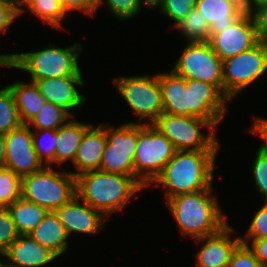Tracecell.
<instances>
[{"mask_svg": "<svg viewBox=\"0 0 267 267\" xmlns=\"http://www.w3.org/2000/svg\"><path fill=\"white\" fill-rule=\"evenodd\" d=\"M103 4L120 20L136 17L141 10L140 0H98V7Z\"/></svg>", "mask_w": 267, "mask_h": 267, "instance_id": "33", "label": "cell"}, {"mask_svg": "<svg viewBox=\"0 0 267 267\" xmlns=\"http://www.w3.org/2000/svg\"><path fill=\"white\" fill-rule=\"evenodd\" d=\"M32 138L39 161L44 166H52L55 163V148L58 138L57 130H36L35 133L32 132Z\"/></svg>", "mask_w": 267, "mask_h": 267, "instance_id": "29", "label": "cell"}, {"mask_svg": "<svg viewBox=\"0 0 267 267\" xmlns=\"http://www.w3.org/2000/svg\"><path fill=\"white\" fill-rule=\"evenodd\" d=\"M172 71L185 79L215 85L223 93L222 60L207 41L187 42Z\"/></svg>", "mask_w": 267, "mask_h": 267, "instance_id": "11", "label": "cell"}, {"mask_svg": "<svg viewBox=\"0 0 267 267\" xmlns=\"http://www.w3.org/2000/svg\"><path fill=\"white\" fill-rule=\"evenodd\" d=\"M40 92L47 102L61 106L73 117V109L81 107L86 98L79 93L78 87H84L82 76H70L37 80Z\"/></svg>", "mask_w": 267, "mask_h": 267, "instance_id": "17", "label": "cell"}, {"mask_svg": "<svg viewBox=\"0 0 267 267\" xmlns=\"http://www.w3.org/2000/svg\"><path fill=\"white\" fill-rule=\"evenodd\" d=\"M256 152L252 166L253 180L264 201H267V150L259 147Z\"/></svg>", "mask_w": 267, "mask_h": 267, "instance_id": "34", "label": "cell"}, {"mask_svg": "<svg viewBox=\"0 0 267 267\" xmlns=\"http://www.w3.org/2000/svg\"><path fill=\"white\" fill-rule=\"evenodd\" d=\"M42 246L58 257L68 249V234L55 211H48L43 220L29 233Z\"/></svg>", "mask_w": 267, "mask_h": 267, "instance_id": "22", "label": "cell"}, {"mask_svg": "<svg viewBox=\"0 0 267 267\" xmlns=\"http://www.w3.org/2000/svg\"><path fill=\"white\" fill-rule=\"evenodd\" d=\"M18 16L11 0H0V33L5 32Z\"/></svg>", "mask_w": 267, "mask_h": 267, "instance_id": "40", "label": "cell"}, {"mask_svg": "<svg viewBox=\"0 0 267 267\" xmlns=\"http://www.w3.org/2000/svg\"><path fill=\"white\" fill-rule=\"evenodd\" d=\"M241 243L248 245L259 263L263 267H267V237L261 239H241Z\"/></svg>", "mask_w": 267, "mask_h": 267, "instance_id": "41", "label": "cell"}, {"mask_svg": "<svg viewBox=\"0 0 267 267\" xmlns=\"http://www.w3.org/2000/svg\"><path fill=\"white\" fill-rule=\"evenodd\" d=\"M212 189L176 195L166 201L182 235L197 239L214 234L227 224Z\"/></svg>", "mask_w": 267, "mask_h": 267, "instance_id": "3", "label": "cell"}, {"mask_svg": "<svg viewBox=\"0 0 267 267\" xmlns=\"http://www.w3.org/2000/svg\"><path fill=\"white\" fill-rule=\"evenodd\" d=\"M163 0H140V3L142 5L146 4L147 8L154 9L156 7H159L161 5Z\"/></svg>", "mask_w": 267, "mask_h": 267, "instance_id": "46", "label": "cell"}, {"mask_svg": "<svg viewBox=\"0 0 267 267\" xmlns=\"http://www.w3.org/2000/svg\"><path fill=\"white\" fill-rule=\"evenodd\" d=\"M5 165V138L0 135V169Z\"/></svg>", "mask_w": 267, "mask_h": 267, "instance_id": "45", "label": "cell"}, {"mask_svg": "<svg viewBox=\"0 0 267 267\" xmlns=\"http://www.w3.org/2000/svg\"><path fill=\"white\" fill-rule=\"evenodd\" d=\"M176 151L170 140L152 124L139 123L134 177L144 187L150 186Z\"/></svg>", "mask_w": 267, "mask_h": 267, "instance_id": "6", "label": "cell"}, {"mask_svg": "<svg viewBox=\"0 0 267 267\" xmlns=\"http://www.w3.org/2000/svg\"><path fill=\"white\" fill-rule=\"evenodd\" d=\"M259 41L251 14L244 12L230 27L210 35L207 42L223 61L252 48Z\"/></svg>", "mask_w": 267, "mask_h": 267, "instance_id": "13", "label": "cell"}, {"mask_svg": "<svg viewBox=\"0 0 267 267\" xmlns=\"http://www.w3.org/2000/svg\"><path fill=\"white\" fill-rule=\"evenodd\" d=\"M235 228L228 223L218 232L194 239L198 244L205 242L196 253L197 267H227L231 255L241 243L240 237L230 238Z\"/></svg>", "mask_w": 267, "mask_h": 267, "instance_id": "16", "label": "cell"}, {"mask_svg": "<svg viewBox=\"0 0 267 267\" xmlns=\"http://www.w3.org/2000/svg\"><path fill=\"white\" fill-rule=\"evenodd\" d=\"M227 267H263L248 245L240 243L233 251Z\"/></svg>", "mask_w": 267, "mask_h": 267, "instance_id": "37", "label": "cell"}, {"mask_svg": "<svg viewBox=\"0 0 267 267\" xmlns=\"http://www.w3.org/2000/svg\"><path fill=\"white\" fill-rule=\"evenodd\" d=\"M106 124L107 142L100 170L134 177V156L139 138V122H128L114 128Z\"/></svg>", "mask_w": 267, "mask_h": 267, "instance_id": "10", "label": "cell"}, {"mask_svg": "<svg viewBox=\"0 0 267 267\" xmlns=\"http://www.w3.org/2000/svg\"><path fill=\"white\" fill-rule=\"evenodd\" d=\"M218 150H177L154 180L167 188L165 202L180 194L212 188Z\"/></svg>", "mask_w": 267, "mask_h": 267, "instance_id": "1", "label": "cell"}, {"mask_svg": "<svg viewBox=\"0 0 267 267\" xmlns=\"http://www.w3.org/2000/svg\"><path fill=\"white\" fill-rule=\"evenodd\" d=\"M162 90L164 113L189 116V90L186 89V79L175 74L158 73Z\"/></svg>", "mask_w": 267, "mask_h": 267, "instance_id": "20", "label": "cell"}, {"mask_svg": "<svg viewBox=\"0 0 267 267\" xmlns=\"http://www.w3.org/2000/svg\"><path fill=\"white\" fill-rule=\"evenodd\" d=\"M186 89L189 90V116L208 120L217 128L230 100L215 85L203 81L186 79Z\"/></svg>", "mask_w": 267, "mask_h": 267, "instance_id": "14", "label": "cell"}, {"mask_svg": "<svg viewBox=\"0 0 267 267\" xmlns=\"http://www.w3.org/2000/svg\"><path fill=\"white\" fill-rule=\"evenodd\" d=\"M36 0H11L15 12L20 16L24 13L25 9H29Z\"/></svg>", "mask_w": 267, "mask_h": 267, "instance_id": "43", "label": "cell"}, {"mask_svg": "<svg viewBox=\"0 0 267 267\" xmlns=\"http://www.w3.org/2000/svg\"><path fill=\"white\" fill-rule=\"evenodd\" d=\"M115 88L140 120L153 124L164 112L158 74L122 76L113 79Z\"/></svg>", "mask_w": 267, "mask_h": 267, "instance_id": "8", "label": "cell"}, {"mask_svg": "<svg viewBox=\"0 0 267 267\" xmlns=\"http://www.w3.org/2000/svg\"><path fill=\"white\" fill-rule=\"evenodd\" d=\"M223 94L230 100L267 72V41L222 61Z\"/></svg>", "mask_w": 267, "mask_h": 267, "instance_id": "9", "label": "cell"}, {"mask_svg": "<svg viewBox=\"0 0 267 267\" xmlns=\"http://www.w3.org/2000/svg\"><path fill=\"white\" fill-rule=\"evenodd\" d=\"M80 200L76 195L68 203L57 208L55 213L68 236L73 232L98 234L101 229H104L107 218L84 201H82V204Z\"/></svg>", "mask_w": 267, "mask_h": 267, "instance_id": "15", "label": "cell"}, {"mask_svg": "<svg viewBox=\"0 0 267 267\" xmlns=\"http://www.w3.org/2000/svg\"><path fill=\"white\" fill-rule=\"evenodd\" d=\"M255 213L249 227L240 239H261L267 237V201Z\"/></svg>", "mask_w": 267, "mask_h": 267, "instance_id": "36", "label": "cell"}, {"mask_svg": "<svg viewBox=\"0 0 267 267\" xmlns=\"http://www.w3.org/2000/svg\"><path fill=\"white\" fill-rule=\"evenodd\" d=\"M249 13L259 40L267 41V5H251Z\"/></svg>", "mask_w": 267, "mask_h": 267, "instance_id": "38", "label": "cell"}, {"mask_svg": "<svg viewBox=\"0 0 267 267\" xmlns=\"http://www.w3.org/2000/svg\"><path fill=\"white\" fill-rule=\"evenodd\" d=\"M22 124L14 95L8 86H4L0 89V135H5Z\"/></svg>", "mask_w": 267, "mask_h": 267, "instance_id": "27", "label": "cell"}, {"mask_svg": "<svg viewBox=\"0 0 267 267\" xmlns=\"http://www.w3.org/2000/svg\"><path fill=\"white\" fill-rule=\"evenodd\" d=\"M28 10L52 27L63 29L61 22L67 14L59 0H36Z\"/></svg>", "mask_w": 267, "mask_h": 267, "instance_id": "30", "label": "cell"}, {"mask_svg": "<svg viewBox=\"0 0 267 267\" xmlns=\"http://www.w3.org/2000/svg\"><path fill=\"white\" fill-rule=\"evenodd\" d=\"M106 142V125H91L85 131L72 163L77 172H70L77 177L82 173L98 170Z\"/></svg>", "mask_w": 267, "mask_h": 267, "instance_id": "19", "label": "cell"}, {"mask_svg": "<svg viewBox=\"0 0 267 267\" xmlns=\"http://www.w3.org/2000/svg\"><path fill=\"white\" fill-rule=\"evenodd\" d=\"M72 117L73 116L61 106L46 101L40 112L28 122L27 125L29 127H35L34 129L36 130H57Z\"/></svg>", "mask_w": 267, "mask_h": 267, "instance_id": "26", "label": "cell"}, {"mask_svg": "<svg viewBox=\"0 0 267 267\" xmlns=\"http://www.w3.org/2000/svg\"><path fill=\"white\" fill-rule=\"evenodd\" d=\"M63 10L68 15V12L82 11L88 15H95L98 9V0H59Z\"/></svg>", "mask_w": 267, "mask_h": 267, "instance_id": "39", "label": "cell"}, {"mask_svg": "<svg viewBox=\"0 0 267 267\" xmlns=\"http://www.w3.org/2000/svg\"><path fill=\"white\" fill-rule=\"evenodd\" d=\"M249 131H252L255 135L263 139V144L260 148L267 150V119L266 118H256L254 125Z\"/></svg>", "mask_w": 267, "mask_h": 267, "instance_id": "42", "label": "cell"}, {"mask_svg": "<svg viewBox=\"0 0 267 267\" xmlns=\"http://www.w3.org/2000/svg\"><path fill=\"white\" fill-rule=\"evenodd\" d=\"M152 125L170 140L176 150L219 149L216 128L208 120L163 112ZM206 127L210 131L204 135L200 128Z\"/></svg>", "mask_w": 267, "mask_h": 267, "instance_id": "7", "label": "cell"}, {"mask_svg": "<svg viewBox=\"0 0 267 267\" xmlns=\"http://www.w3.org/2000/svg\"><path fill=\"white\" fill-rule=\"evenodd\" d=\"M237 5L243 12H250L251 0H228Z\"/></svg>", "mask_w": 267, "mask_h": 267, "instance_id": "44", "label": "cell"}, {"mask_svg": "<svg viewBox=\"0 0 267 267\" xmlns=\"http://www.w3.org/2000/svg\"><path fill=\"white\" fill-rule=\"evenodd\" d=\"M0 267H5L4 260L0 259Z\"/></svg>", "mask_w": 267, "mask_h": 267, "instance_id": "49", "label": "cell"}, {"mask_svg": "<svg viewBox=\"0 0 267 267\" xmlns=\"http://www.w3.org/2000/svg\"><path fill=\"white\" fill-rule=\"evenodd\" d=\"M251 5H267V0H251Z\"/></svg>", "mask_w": 267, "mask_h": 267, "instance_id": "48", "label": "cell"}, {"mask_svg": "<svg viewBox=\"0 0 267 267\" xmlns=\"http://www.w3.org/2000/svg\"><path fill=\"white\" fill-rule=\"evenodd\" d=\"M72 119L57 129L58 138L55 148V163L59 165L69 160L73 163L82 137L85 131L92 125Z\"/></svg>", "mask_w": 267, "mask_h": 267, "instance_id": "24", "label": "cell"}, {"mask_svg": "<svg viewBox=\"0 0 267 267\" xmlns=\"http://www.w3.org/2000/svg\"><path fill=\"white\" fill-rule=\"evenodd\" d=\"M83 46L80 43L66 48L49 44V48H43L36 52L8 54L9 67L22 69L29 72L31 81L82 76L79 68V53Z\"/></svg>", "mask_w": 267, "mask_h": 267, "instance_id": "4", "label": "cell"}, {"mask_svg": "<svg viewBox=\"0 0 267 267\" xmlns=\"http://www.w3.org/2000/svg\"><path fill=\"white\" fill-rule=\"evenodd\" d=\"M195 8L210 26V35L227 29L244 12L228 0H197Z\"/></svg>", "mask_w": 267, "mask_h": 267, "instance_id": "21", "label": "cell"}, {"mask_svg": "<svg viewBox=\"0 0 267 267\" xmlns=\"http://www.w3.org/2000/svg\"><path fill=\"white\" fill-rule=\"evenodd\" d=\"M76 195V177L71 172H58L52 166H45L22 177L21 197L47 211H55Z\"/></svg>", "mask_w": 267, "mask_h": 267, "instance_id": "5", "label": "cell"}, {"mask_svg": "<svg viewBox=\"0 0 267 267\" xmlns=\"http://www.w3.org/2000/svg\"><path fill=\"white\" fill-rule=\"evenodd\" d=\"M145 188L135 177L100 169L76 177L77 196L107 219L126 206L133 195Z\"/></svg>", "mask_w": 267, "mask_h": 267, "instance_id": "2", "label": "cell"}, {"mask_svg": "<svg viewBox=\"0 0 267 267\" xmlns=\"http://www.w3.org/2000/svg\"><path fill=\"white\" fill-rule=\"evenodd\" d=\"M196 2L197 0H163L159 11L174 21L172 26L175 27L195 8Z\"/></svg>", "mask_w": 267, "mask_h": 267, "instance_id": "32", "label": "cell"}, {"mask_svg": "<svg viewBox=\"0 0 267 267\" xmlns=\"http://www.w3.org/2000/svg\"><path fill=\"white\" fill-rule=\"evenodd\" d=\"M19 235L29 234L47 214V210L22 197L7 206Z\"/></svg>", "mask_w": 267, "mask_h": 267, "instance_id": "25", "label": "cell"}, {"mask_svg": "<svg viewBox=\"0 0 267 267\" xmlns=\"http://www.w3.org/2000/svg\"><path fill=\"white\" fill-rule=\"evenodd\" d=\"M17 232L14 221L7 207H0V256L17 239Z\"/></svg>", "mask_w": 267, "mask_h": 267, "instance_id": "35", "label": "cell"}, {"mask_svg": "<svg viewBox=\"0 0 267 267\" xmlns=\"http://www.w3.org/2000/svg\"><path fill=\"white\" fill-rule=\"evenodd\" d=\"M7 86L14 95L21 121L27 124L40 112L46 100L36 82L16 81Z\"/></svg>", "mask_w": 267, "mask_h": 267, "instance_id": "23", "label": "cell"}, {"mask_svg": "<svg viewBox=\"0 0 267 267\" xmlns=\"http://www.w3.org/2000/svg\"><path fill=\"white\" fill-rule=\"evenodd\" d=\"M22 178L8 168L0 169V207H7L21 198Z\"/></svg>", "mask_w": 267, "mask_h": 267, "instance_id": "31", "label": "cell"}, {"mask_svg": "<svg viewBox=\"0 0 267 267\" xmlns=\"http://www.w3.org/2000/svg\"><path fill=\"white\" fill-rule=\"evenodd\" d=\"M5 267H42L53 262L58 256L42 246L29 234L19 235L2 254Z\"/></svg>", "mask_w": 267, "mask_h": 267, "instance_id": "18", "label": "cell"}, {"mask_svg": "<svg viewBox=\"0 0 267 267\" xmlns=\"http://www.w3.org/2000/svg\"><path fill=\"white\" fill-rule=\"evenodd\" d=\"M175 27L189 42H205L208 41L210 36V26L206 18H203L196 8Z\"/></svg>", "mask_w": 267, "mask_h": 267, "instance_id": "28", "label": "cell"}, {"mask_svg": "<svg viewBox=\"0 0 267 267\" xmlns=\"http://www.w3.org/2000/svg\"><path fill=\"white\" fill-rule=\"evenodd\" d=\"M31 130L27 124H22L4 135V167L12 170L21 178L40 171L44 167L37 157Z\"/></svg>", "mask_w": 267, "mask_h": 267, "instance_id": "12", "label": "cell"}, {"mask_svg": "<svg viewBox=\"0 0 267 267\" xmlns=\"http://www.w3.org/2000/svg\"><path fill=\"white\" fill-rule=\"evenodd\" d=\"M0 66L2 67H9V58L8 54H1L0 55Z\"/></svg>", "mask_w": 267, "mask_h": 267, "instance_id": "47", "label": "cell"}]
</instances>
